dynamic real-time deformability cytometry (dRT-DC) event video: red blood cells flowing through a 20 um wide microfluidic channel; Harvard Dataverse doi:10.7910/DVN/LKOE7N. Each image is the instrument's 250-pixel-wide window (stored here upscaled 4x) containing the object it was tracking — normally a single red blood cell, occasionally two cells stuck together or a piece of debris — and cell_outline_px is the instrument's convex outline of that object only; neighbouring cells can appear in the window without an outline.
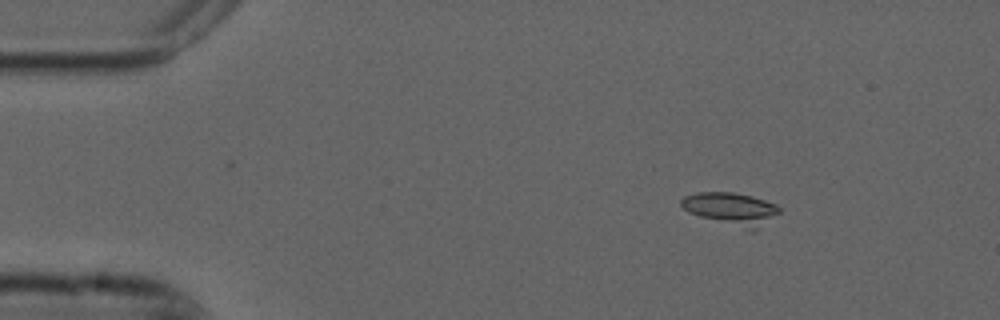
{"species": "common noctule bat (a hibernating species)", "species_latin": "Nyctalus noctula", "temperature_condition": "cold", "stored_images_in_passage": 4, "camera_frame_rate_fps": 3000, "um_per_image_px": 0.085, "animal": {"sex": "male", "forearm_length_mm": 52.5}, "frame": {"image": 1, "passage_image": 1, "time_ms": 0.0, "image_size_px": [1000, 320], "cell_outline_px": [[780, 212], [752, 232], [700, 216], [688, 212], [680, 204], [680, 200], [684, 196], [696, 192], [732, 192], [752, 196], [776, 204], [780, 208]], "centroid_in_image_um": [62.13, 17.74], "position_along_channel_um": 22.9, "area_um2": 18.5}}
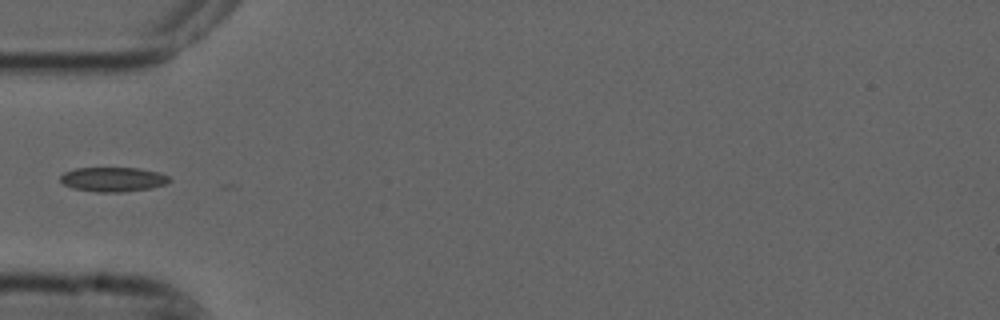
{"frame": {"image": 2, "passage_image": 4, "time_ms": 1.0, "image_size_px": [1000, 320], "cell_outline_px": [[172, 180], [164, 184], [152, 188], [124, 192], [96, 192], [72, 188], [64, 184], [60, 180], [60, 176], [64, 172], [76, 168], [140, 168], [160, 172], [168, 176]], "centroid_in_image_um": [9.62, 15.24], "position_along_channel_um": 75.4, "area_um2": 15.66}}